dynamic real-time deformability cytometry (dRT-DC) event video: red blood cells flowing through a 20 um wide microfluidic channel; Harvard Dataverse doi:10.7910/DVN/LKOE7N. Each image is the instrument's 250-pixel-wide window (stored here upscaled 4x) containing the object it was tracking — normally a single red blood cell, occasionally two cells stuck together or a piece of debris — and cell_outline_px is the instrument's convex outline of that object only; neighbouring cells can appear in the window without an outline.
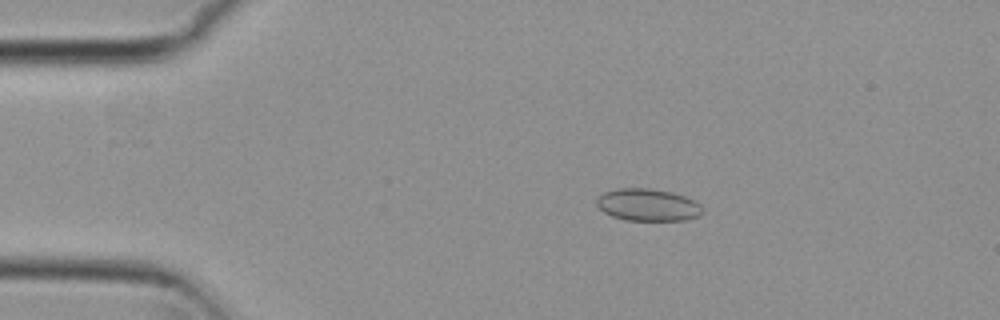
{"species": "common noctule bat (a hibernating species)", "species_latin": "Nyctalus noctula", "temperature_condition": "cold", "stored_images_in_passage": 6, "camera_frame_rate_fps": 3000, "um_per_image_px": 0.085, "animal": {"sex": "female", "body_mass_g": 29.2, "forearm_length_mm": 56.3}, "frame": {"image": 1, "passage_image": 3, "time_ms": 0.667, "image_size_px": [1000, 320], "cell_outline_px": [[704, 212], [696, 216], [684, 220], [624, 220], [612, 216], [604, 212], [596, 204], [596, 196], [604, 192], [620, 188], [648, 188], [672, 192], [684, 196], [700, 204]], "centroid_in_image_um": [55.03, 17.41], "position_along_channel_um": 30.0, "area_um2": 19.83}}
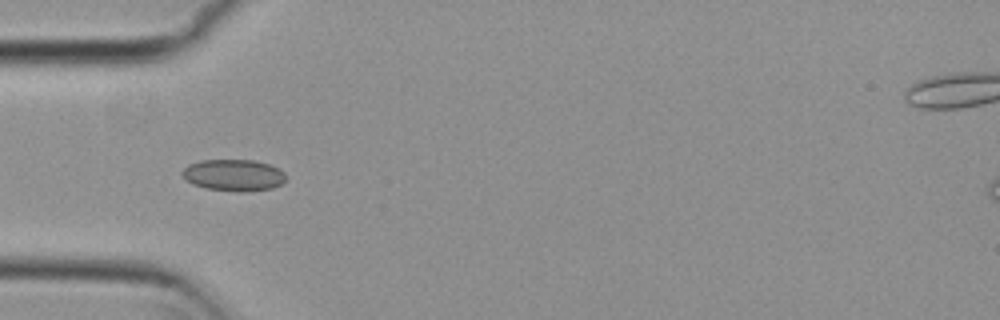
{"frame": {"image": 2, "passage_image": 5, "time_ms": 1.333, "image_size_px": [1000, 320], "cell_outline_px": [[284, 180], [280, 184], [272, 188], [244, 192], [240, 192], [208, 188], [192, 184], [180, 172], [188, 164], [200, 160], [252, 160], [268, 164], [284, 172]], "centroid_in_image_um": [19.83, 14.88], "position_along_channel_um": 65.2, "area_um2": 18.84}}
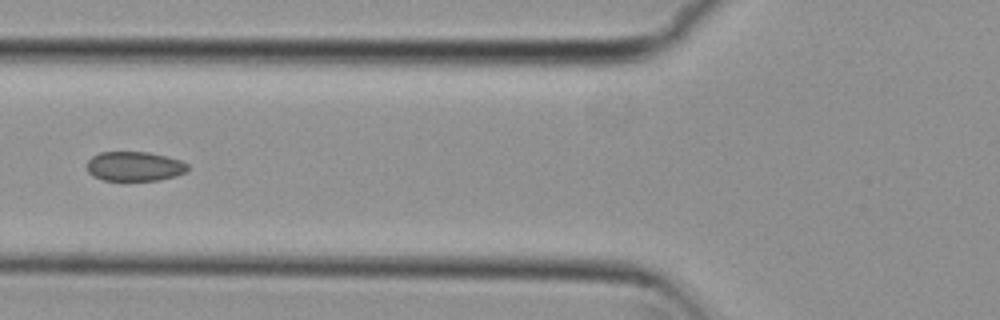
{"frame": {"image": 3, "passage_image": 6, "time_ms": 1.667, "image_size_px": [1000, 320], "cell_outline_px": [[188, 172], [176, 176], [160, 180], [104, 180], [92, 176], [88, 172], [88, 160], [92, 156], [100, 152], [148, 152], [180, 160], [188, 164]], "centroid_in_image_um": [11.45, 14.14], "position_along_channel_um": 114.4, "area_um2": 17.34}}